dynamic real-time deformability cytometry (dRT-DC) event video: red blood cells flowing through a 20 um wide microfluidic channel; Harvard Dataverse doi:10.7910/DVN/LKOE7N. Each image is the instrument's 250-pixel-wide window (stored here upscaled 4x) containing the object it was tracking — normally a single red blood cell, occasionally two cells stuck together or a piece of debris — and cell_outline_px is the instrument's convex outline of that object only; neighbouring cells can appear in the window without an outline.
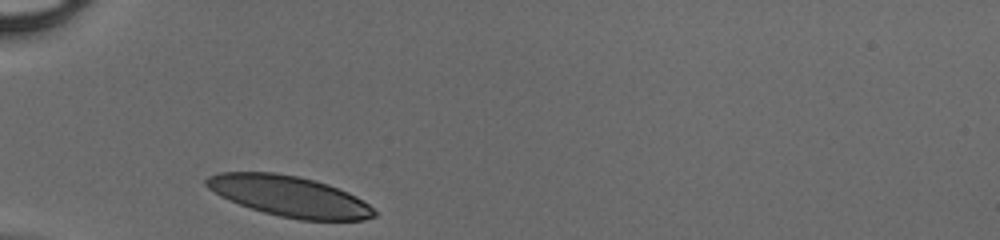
{"species": "human", "species_latin": "Homo sapiens", "temperature_condition": "cold", "stored_images_in_passage": 25, "camera_frame_rate_fps": 3000, "um_per_image_px": 0.085, "donor": {"sex": "male"}, "frame": {"image": 1, "passage_image": 1, "time_ms": 0.0, "image_size_px": [1000, 240], "cell_outline_px": [[376, 216], [364, 220], [300, 220], [280, 216], [264, 212], [228, 200], [220, 196], [208, 188], [204, 184], [204, 180], [208, 176], [216, 172], [272, 172], [296, 176], [316, 180], [328, 184], [348, 192], [356, 196], [368, 204], [376, 212]], "centroid_in_image_um": [24.57, 16.67], "position_along_channel_um": 60.4, "area_um2": 39.71}}
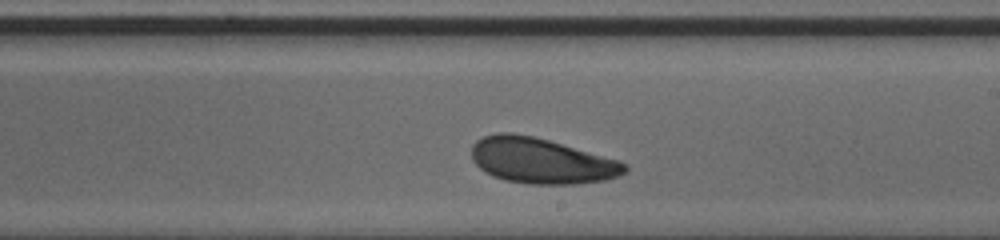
{"frame": {"image": 2, "passage_image": 15, "time_ms": 4.667, "image_size_px": [1000, 240], "cell_outline_px": [[628, 168], [620, 176], [604, 180], [576, 184], [528, 184], [504, 180], [492, 176], [484, 172], [472, 160], [472, 144], [476, 140], [484, 136], [496, 132], [512, 132], [532, 136], [548, 140], [620, 160], [628, 164]], "centroid_in_image_um": [46.0, 13.66], "position_along_channel_um": 243.0, "area_um2": 40.92}}
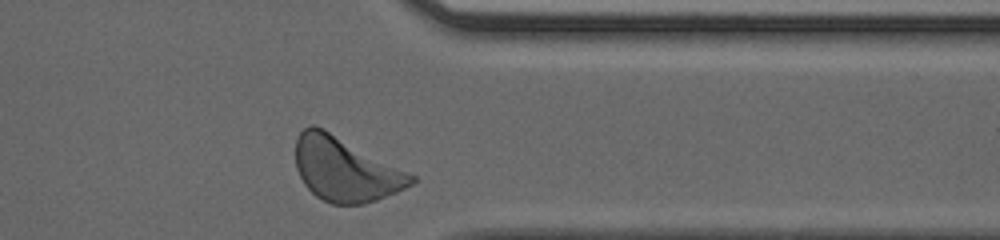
{"frame": {"image": 3, "passage_image": 25, "time_ms": 8.0, "image_size_px": [1000, 240], "cell_outline_px": [[416, 180], [412, 184], [396, 192], [376, 200], [364, 204], [332, 204], [316, 196], [304, 184], [296, 168], [296, 140], [300, 132], [304, 128], [312, 124], [324, 128], [416, 176]], "centroid_in_image_um": [29.34, 14.39], "position_along_channel_um": 382.1, "area_um2": 42.83}}